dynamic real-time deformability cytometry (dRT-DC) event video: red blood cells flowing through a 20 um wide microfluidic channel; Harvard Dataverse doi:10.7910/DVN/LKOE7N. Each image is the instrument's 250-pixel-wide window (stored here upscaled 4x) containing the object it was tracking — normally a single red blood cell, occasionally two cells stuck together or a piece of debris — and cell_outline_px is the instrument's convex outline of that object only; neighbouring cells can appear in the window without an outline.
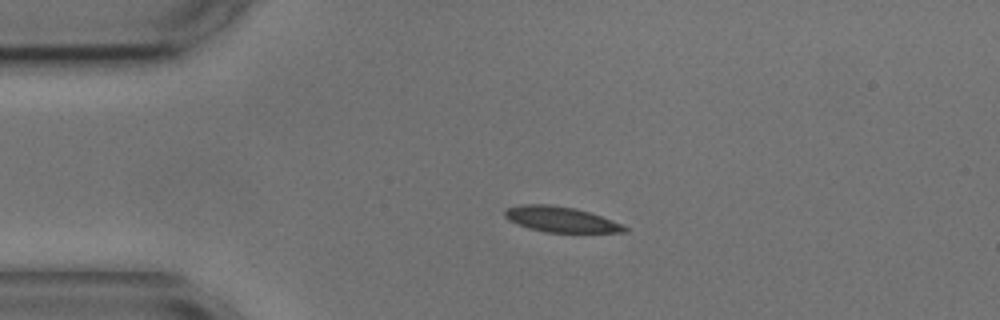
{"species": "common noctule bat (a hibernating species)", "species_latin": "Nyctalus noctula", "temperature_condition": "cold", "stored_images_in_passage": 2, "camera_frame_rate_fps": 3000, "um_per_image_px": 0.085, "animal": {"sex": "male", "body_mass_g": 17.9, "forearm_length_mm": 54.2}, "frame": {"image": 1, "passage_image": 1, "time_ms": 0.0, "image_size_px": [1000, 320], "cell_outline_px": [[628, 232], [544, 232], [528, 228], [516, 224], [508, 220], [504, 216], [504, 208], [520, 204], [548, 204], [576, 208], [612, 220], [628, 228]], "centroid_in_image_um": [47.59, 18.64], "position_along_channel_um": 37.4, "area_um2": 17.8}}